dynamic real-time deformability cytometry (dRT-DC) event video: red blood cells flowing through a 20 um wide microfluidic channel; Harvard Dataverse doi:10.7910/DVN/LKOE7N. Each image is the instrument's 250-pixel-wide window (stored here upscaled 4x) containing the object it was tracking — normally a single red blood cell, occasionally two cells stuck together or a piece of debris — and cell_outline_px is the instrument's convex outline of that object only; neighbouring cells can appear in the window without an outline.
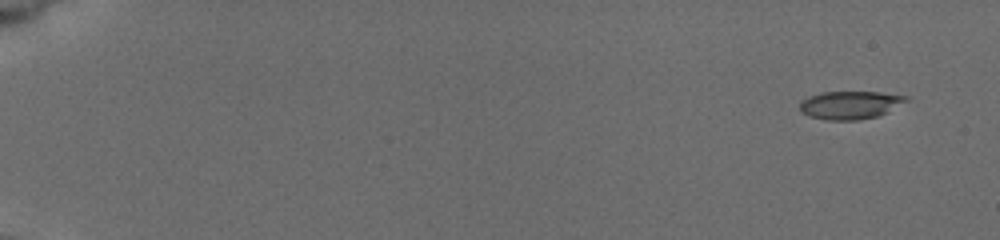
{"species": "common noctule bat (a hibernating species)", "species_latin": "Nyctalus noctula", "temperature_condition": "cold", "stored_images_in_passage": 8, "camera_frame_rate_fps": 3000, "um_per_image_px": 0.085, "animal": {"sex": "female", "body_mass_g": 19.5, "forearm_length_mm": 54.1}, "frame": {"image": 1, "passage_image": 2, "time_ms": 1.0, "image_size_px": [1000, 240], "cell_outline_px": [[908, 100], [876, 116], [860, 120], [824, 120], [808, 116], [800, 112], [800, 100], [808, 96], [820, 92], [880, 92], [908, 96]], "centroid_in_image_um": [72.17, 8.92], "position_along_channel_um": 12.8, "area_um2": 17.34}}
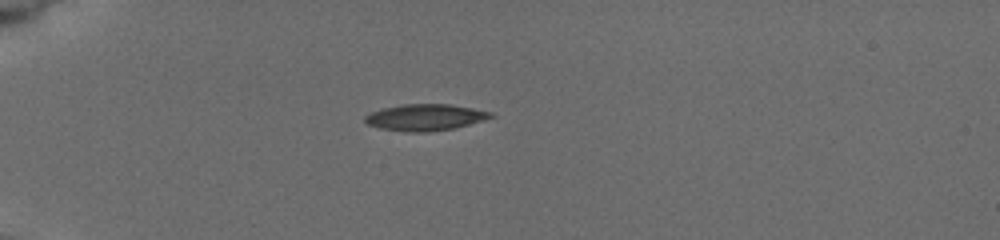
{"frame": {"image": 2, "passage_image": 7, "time_ms": 5.667, "image_size_px": [1000, 240], "cell_outline_px": [[496, 116], [484, 120], [456, 128], [428, 132], [412, 132], [380, 128], [368, 124], [364, 120], [364, 116], [380, 108], [404, 104], [448, 104], [472, 108], [492, 112]], "centroid_in_image_um": [36.16, 9.97], "position_along_channel_um": 48.8, "area_um2": 19.42}}